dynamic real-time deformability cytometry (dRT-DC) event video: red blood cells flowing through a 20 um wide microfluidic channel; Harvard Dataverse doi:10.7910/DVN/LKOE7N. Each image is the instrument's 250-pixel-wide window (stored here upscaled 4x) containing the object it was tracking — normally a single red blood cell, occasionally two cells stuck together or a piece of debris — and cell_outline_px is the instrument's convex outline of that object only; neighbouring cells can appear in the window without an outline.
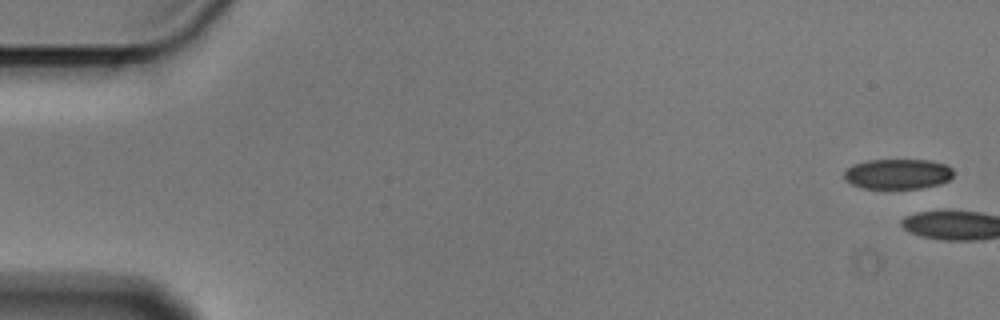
{"species": "Egyptian fruit bat (a non-hibernating species)", "species_latin": "Rousettus aegyptiacus", "temperature_condition": "cold", "stored_images_in_passage": 4, "camera_frame_rate_fps": 3000, "um_per_image_px": 0.085, "animal": {"sex": "male"}, "frame": {"image": 1, "passage_image": 1, "time_ms": 0.0, "image_size_px": [1000, 320], "cell_outline_px": [[952, 176], [948, 180], [936, 184], [920, 188], [864, 188], [852, 184], [844, 180], [844, 172], [852, 164], [868, 160], [932, 160], [944, 164], [952, 168]], "centroid_in_image_um": [76.27, 14.77], "position_along_channel_um": 8.7, "area_um2": 19.07}}